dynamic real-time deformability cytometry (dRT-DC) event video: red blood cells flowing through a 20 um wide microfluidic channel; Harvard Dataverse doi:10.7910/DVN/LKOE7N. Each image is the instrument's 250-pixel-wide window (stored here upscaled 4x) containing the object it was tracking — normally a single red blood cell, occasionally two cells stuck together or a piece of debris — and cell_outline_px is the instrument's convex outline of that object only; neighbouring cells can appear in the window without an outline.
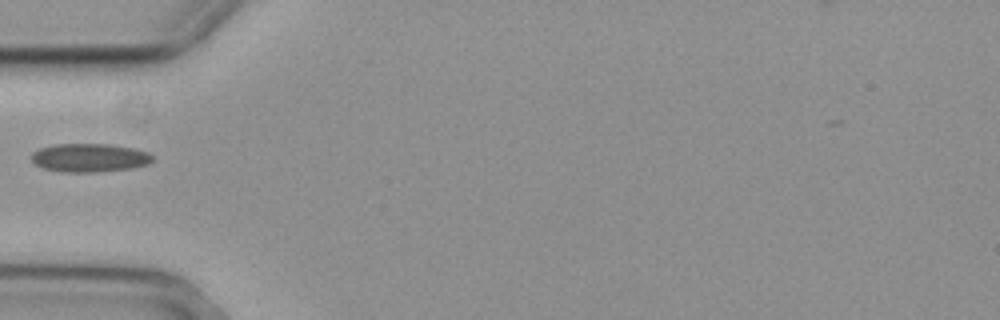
{"species": "common noctule bat (a hibernating species)", "species_latin": "Nyctalus noctula", "temperature_condition": "cold", "stored_images_in_passage": 36, "camera_frame_rate_fps": 3000, "um_per_image_px": 0.085, "animal": {"sex": "female", "body_mass_g": 29.2, "forearm_length_mm": 56.3}, "frame": {"image": 1, "passage_image": 1, "time_ms": 0.0, "image_size_px": [1000, 320], "cell_outline_px": [[152, 160], [148, 164], [132, 168], [96, 172], [60, 172], [44, 168], [36, 164], [32, 160], [32, 152], [40, 148], [52, 144], [108, 144], [132, 148], [148, 152], [152, 156]], "centroid_in_image_um": [7.59, 13.41], "position_along_channel_um": 77.4, "area_um2": 20.06}}
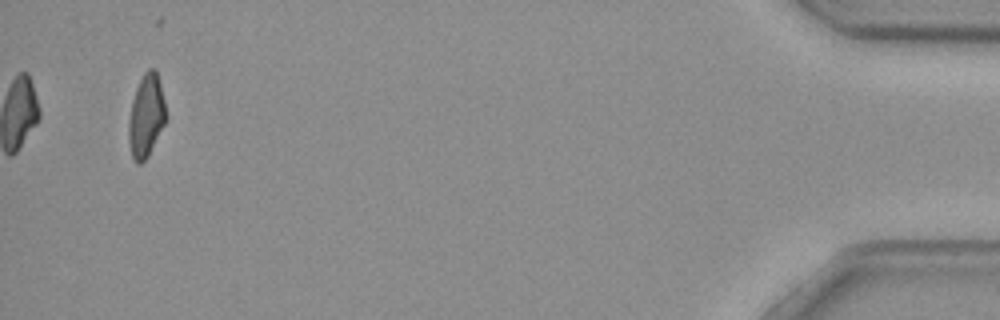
{"frame": {"image": 2, "passage_image": 36, "time_ms": 11.667, "image_size_px": [1000, 320], "cell_outline_px": [[164, 124], [148, 156], [140, 164], [136, 164], [132, 156], [128, 136], [128, 120], [132, 100], [136, 88], [144, 72], [148, 68], [156, 68], [164, 100]], "centroid_in_image_um": [12.39, 9.83], "position_along_channel_um": 422.8, "area_um2": 17.69}}